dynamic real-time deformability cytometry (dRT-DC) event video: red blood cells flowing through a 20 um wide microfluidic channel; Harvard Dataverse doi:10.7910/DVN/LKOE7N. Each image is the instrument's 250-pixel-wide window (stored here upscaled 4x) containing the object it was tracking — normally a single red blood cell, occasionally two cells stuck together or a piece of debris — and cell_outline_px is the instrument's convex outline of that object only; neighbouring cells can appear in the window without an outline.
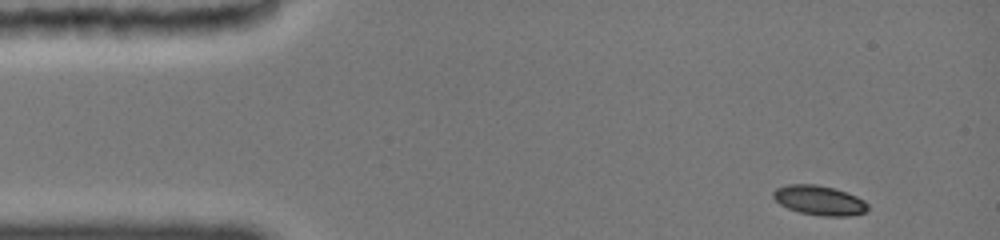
{"species": "common noctule bat (a hibernating species)", "species_latin": "Nyctalus noctula", "temperature_condition": "cold", "stored_images_in_passage": 23, "camera_frame_rate_fps": 3000, "um_per_image_px": 0.085, "animal": {"sex": "female", "body_mass_g": 19.0, "forearm_length_mm": 51.5}, "frame": {"image": 1, "passage_image": 1, "time_ms": 0.0, "image_size_px": [1000, 240], "cell_outline_px": [[868, 212], [848, 216], [820, 216], [800, 212], [788, 208], [780, 204], [772, 196], [772, 192], [776, 188], [788, 184], [816, 184], [836, 188], [856, 196], [864, 200], [868, 204]], "centroid_in_image_um": [69.66, 17.02], "position_along_channel_um": 15.3, "area_um2": 16.47}}
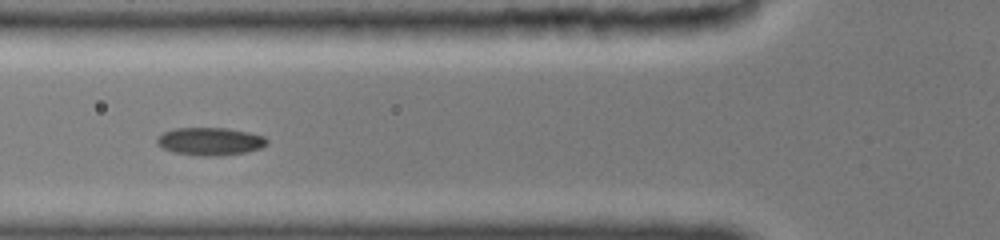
{"frame": {"image": 2, "passage_image": 16, "time_ms": 4.667, "image_size_px": [1000, 240], "cell_outline_px": [[268, 144], [260, 148], [248, 152], [220, 156], [196, 156], [172, 152], [156, 144], [156, 140], [164, 132], [176, 128], [224, 128], [264, 136], [268, 140]], "centroid_in_image_um": [17.85, 12.04], "position_along_channel_um": 107.9, "area_um2": 17.8}}
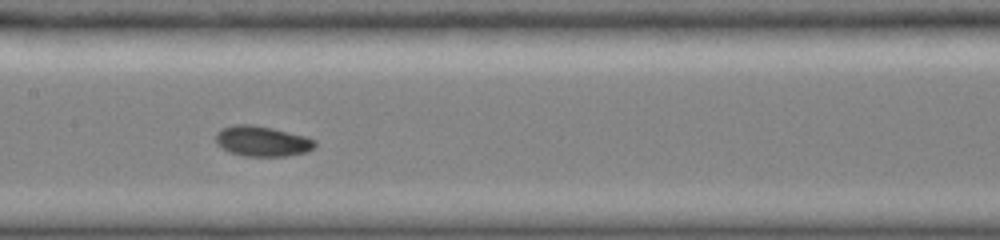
{"frame": {"image": 3, "passage_image": 22, "time_ms": 6.667, "image_size_px": [1000, 240], "cell_outline_px": [[316, 144], [308, 152], [288, 156], [244, 156], [228, 152], [216, 140], [216, 136], [224, 128], [236, 124], [248, 124], [268, 128], [304, 136], [316, 140]], "centroid_in_image_um": [22.33, 12.03], "position_along_channel_um": 185.1, "area_um2": 17.05}}